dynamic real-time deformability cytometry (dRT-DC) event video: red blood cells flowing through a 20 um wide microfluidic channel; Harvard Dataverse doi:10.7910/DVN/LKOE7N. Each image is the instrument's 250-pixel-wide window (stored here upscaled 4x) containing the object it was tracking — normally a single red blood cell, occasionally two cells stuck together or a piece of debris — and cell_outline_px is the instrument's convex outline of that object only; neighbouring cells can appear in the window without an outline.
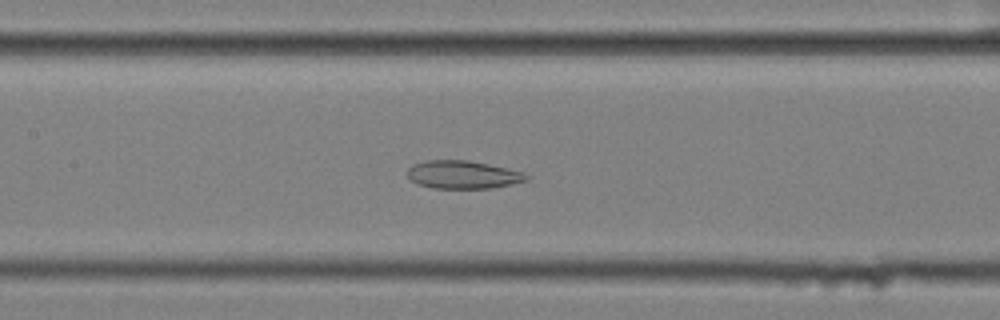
{"species": "common noctule bat (a hibernating species)", "species_latin": "Nyctalus noctula", "temperature_condition": "cold", "stored_images_in_passage": 50, "camera_frame_rate_fps": 3000, "um_per_image_px": 0.085, "animal": {"sex": "female", "body_mass_g": 25.1}, "frame": {"image": 1, "passage_image": 25, "time_ms": 8.0, "image_size_px": [1000, 320], "cell_outline_px": [[528, 180], [512, 184], [492, 188], [432, 188], [420, 184], [412, 180], [408, 176], [408, 168], [412, 164], [428, 160], [468, 160], [508, 168], [524, 172], [528, 176]], "centroid_in_image_um": [39.37, 14.84], "position_along_channel_um": 168.0, "area_um2": 19.36}}
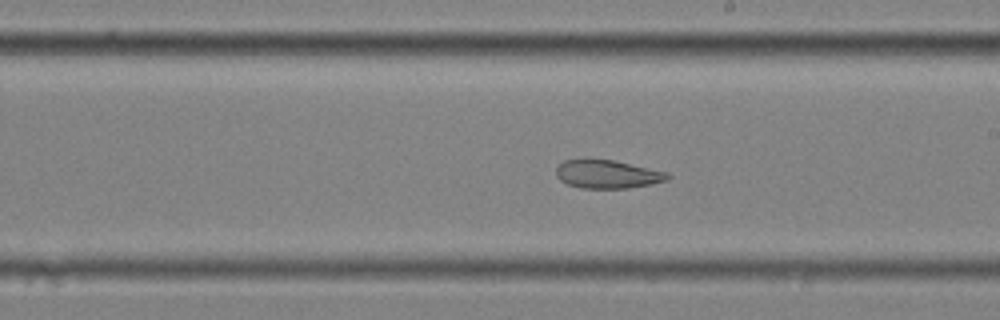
{"frame": {"image": 2, "passage_image": 31, "time_ms": 10.0, "image_size_px": [1000, 320], "cell_outline_px": [[672, 176], [668, 180], [652, 184], [628, 188], [580, 188], [568, 184], [560, 180], [556, 176], [556, 168], [564, 160], [584, 156], [588, 156], [612, 160], [668, 172]], "centroid_in_image_um": [51.59, 14.77], "position_along_channel_um": 237.4, "area_um2": 19.02}}
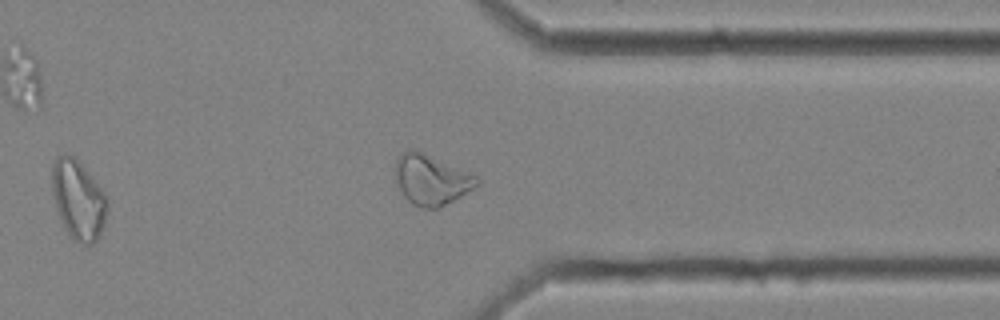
{"frame": {"image": 3, "passage_image": 43, "time_ms": 14.0, "image_size_px": [1000, 320], "cell_outline_px": [[108, 208], [104, 224], [100, 236], [92, 244], [84, 244], [76, 240], [68, 232], [56, 208], [52, 188], [52, 168], [56, 156], [64, 152], [76, 156], [104, 192], [108, 200]], "centroid_in_image_um": [6.67, 16.91], "position_along_channel_um": 404.7, "area_um2": 25.49}, "authors_computed_cell_mechanics": {"area_um2": 25.4031, "velocity_mm_per_s": 3.4788, "shape_relaxation_time_tau1_ms": null, "shape_relaxation_time_tau2_ms": 4.4263, "deformation_change_tau1": null, "deformation_change_tau2": 0.1147}}